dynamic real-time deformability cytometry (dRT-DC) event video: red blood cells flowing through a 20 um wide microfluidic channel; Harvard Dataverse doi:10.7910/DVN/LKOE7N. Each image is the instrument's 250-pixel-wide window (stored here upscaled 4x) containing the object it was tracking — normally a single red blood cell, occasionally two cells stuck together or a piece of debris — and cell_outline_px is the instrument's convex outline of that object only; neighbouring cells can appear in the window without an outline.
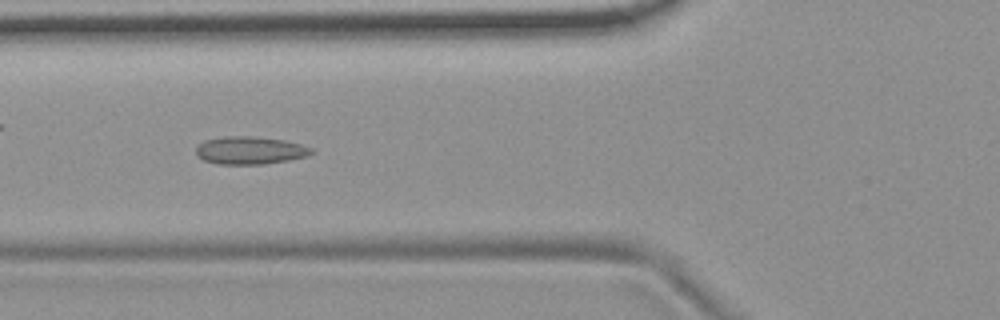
{"species": "common noctule bat (a hibernating species)", "species_latin": "Nyctalus noctula", "temperature_condition": "room temperature", "stored_images_in_passage": 7, "camera_frame_rate_fps": 3000, "um_per_image_px": 0.085, "animal": {"sex": "female", "body_mass_g": 19.9}, "frame": {"image": 1, "passage_image": 7, "time_ms": 2.0, "image_size_px": [1000, 320], "cell_outline_px": [[312, 152], [308, 156], [288, 160], [264, 164], [216, 164], [204, 160], [196, 156], [196, 148], [204, 140], [224, 136], [248, 136], [284, 140], [300, 144], [312, 148]], "centroid_in_image_um": [21.22, 12.78], "position_along_channel_um": 104.6, "area_um2": 18.61}}